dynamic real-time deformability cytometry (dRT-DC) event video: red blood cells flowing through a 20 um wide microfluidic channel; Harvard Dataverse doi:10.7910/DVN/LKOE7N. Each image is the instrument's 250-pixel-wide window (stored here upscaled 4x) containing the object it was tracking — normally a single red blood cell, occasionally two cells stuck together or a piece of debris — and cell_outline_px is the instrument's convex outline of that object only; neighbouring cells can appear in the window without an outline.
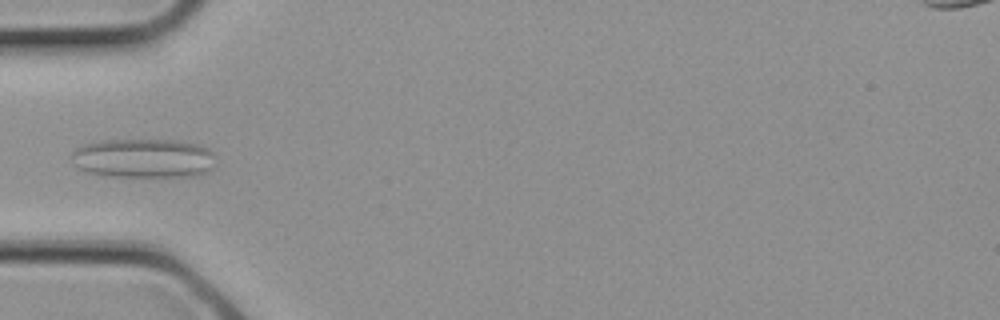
{"species": "common noctule bat (a hibernating species)", "species_latin": "Nyctalus noctula", "temperature_condition": "cold", "stored_images_in_passage": 6, "camera_frame_rate_fps": 3000, "um_per_image_px": 0.085, "animal": {"sex": "female", "body_mass_g": 21.9}, "frame": {"image": 1, "passage_image": 5, "time_ms": 1.333, "image_size_px": [1000, 320], "cell_outline_px": [[216, 164], [208, 172], [200, 176], [108, 176], [84, 172], [72, 164], [72, 152], [76, 148], [84, 144], [100, 140], [176, 140], [200, 144], [208, 148], [216, 156]], "centroid_in_image_um": [12.23, 13.45], "position_along_channel_um": 72.8, "area_um2": 33.58}}